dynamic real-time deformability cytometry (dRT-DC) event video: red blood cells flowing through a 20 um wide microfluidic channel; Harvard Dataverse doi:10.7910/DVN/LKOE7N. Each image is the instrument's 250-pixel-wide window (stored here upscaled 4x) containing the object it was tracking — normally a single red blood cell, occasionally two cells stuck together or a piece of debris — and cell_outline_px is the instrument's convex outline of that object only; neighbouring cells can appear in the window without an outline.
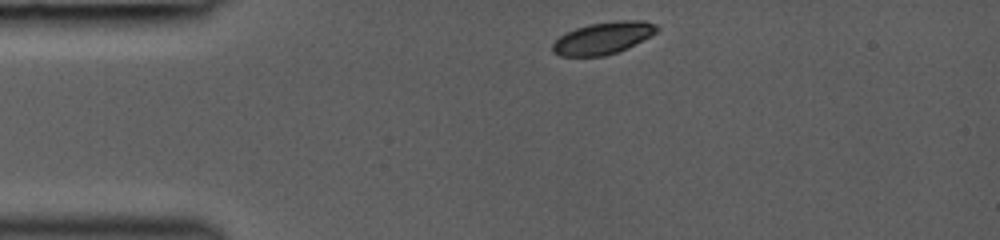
{"species": "common noctule bat (a hibernating species)", "species_latin": "Nyctalus noctula", "temperature_condition": "room temperature", "stored_images_in_passage": 6, "camera_frame_rate_fps": 3000, "um_per_image_px": 0.085, "animal": {"sex": "female", "body_mass_g": 19.0, "forearm_length_mm": 53.3}, "frame": {"image": 1, "passage_image": 1, "time_ms": 0.0, "image_size_px": [1000, 240], "cell_outline_px": [[660, 28], [656, 32], [628, 48], [604, 56], [560, 56], [552, 52], [552, 44], [560, 36], [576, 28], [588, 24], [616, 20], [644, 20], [656, 24]], "centroid_in_image_um": [51.27, 3.23], "position_along_channel_um": 33.7, "area_um2": 19.48}}
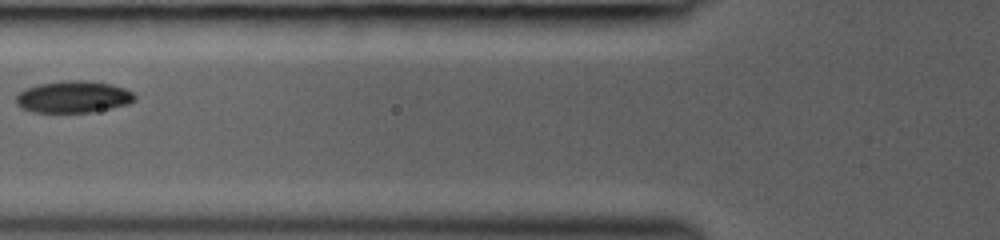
{"frame": {"image": 2, "passage_image": 4, "time_ms": 3.0, "image_size_px": [1000, 240], "cell_outline_px": [[136, 100], [128, 104], [112, 108], [92, 112], [32, 112], [20, 108], [16, 104], [16, 96], [24, 88], [40, 84], [64, 80], [88, 80], [112, 84], [124, 88], [132, 92], [136, 96]], "centroid_in_image_um": [6.24, 8.23], "position_along_channel_um": 119.6, "area_um2": 22.25}}
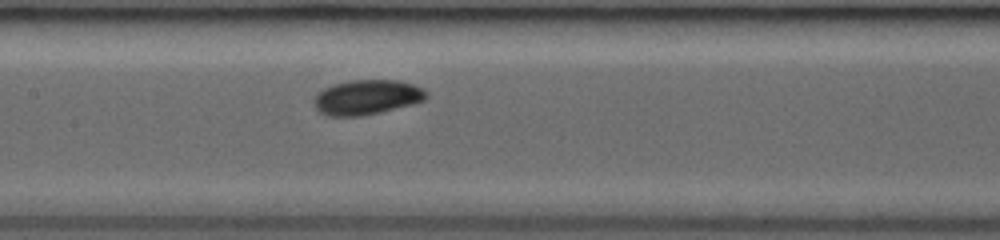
{"frame": {"image": 3, "passage_image": 6, "time_ms": 4.333, "image_size_px": [1000, 240], "cell_outline_px": [[428, 96], [424, 100], [412, 104], [364, 116], [328, 116], [320, 112], [316, 108], [312, 100], [324, 88], [336, 84], [352, 80], [400, 80], [424, 88], [428, 92]], "centroid_in_image_um": [31.21, 8.27], "position_along_channel_um": 176.2, "area_um2": 22.77}}